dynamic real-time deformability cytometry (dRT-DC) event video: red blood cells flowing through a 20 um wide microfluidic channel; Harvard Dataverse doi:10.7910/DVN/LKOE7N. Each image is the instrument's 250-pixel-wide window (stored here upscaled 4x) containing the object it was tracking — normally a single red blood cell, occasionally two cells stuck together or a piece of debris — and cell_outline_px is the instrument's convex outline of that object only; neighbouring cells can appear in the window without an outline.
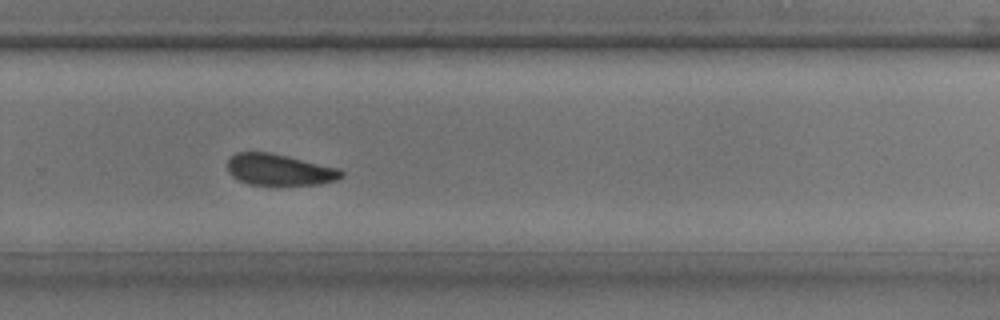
{"species": "common noctule bat (a hibernating species)", "species_latin": "Nyctalus noctula", "temperature_condition": "room temperature", "stored_images_in_passage": 32, "camera_frame_rate_fps": 3000, "um_per_image_px": 0.085, "animal": {"sex": "male", "body_mass_g": 17.9, "forearm_length_mm": 54.2}, "frame": {"image": 1, "passage_image": 19, "time_ms": 6.0, "image_size_px": [1000, 320], "cell_outline_px": [[344, 176], [336, 180], [320, 184], [248, 184], [232, 176], [228, 172], [228, 160], [236, 152], [268, 152], [288, 156], [340, 168], [344, 172]], "centroid_in_image_um": [23.77, 14.41], "position_along_channel_um": 306.0, "area_um2": 20.69}}